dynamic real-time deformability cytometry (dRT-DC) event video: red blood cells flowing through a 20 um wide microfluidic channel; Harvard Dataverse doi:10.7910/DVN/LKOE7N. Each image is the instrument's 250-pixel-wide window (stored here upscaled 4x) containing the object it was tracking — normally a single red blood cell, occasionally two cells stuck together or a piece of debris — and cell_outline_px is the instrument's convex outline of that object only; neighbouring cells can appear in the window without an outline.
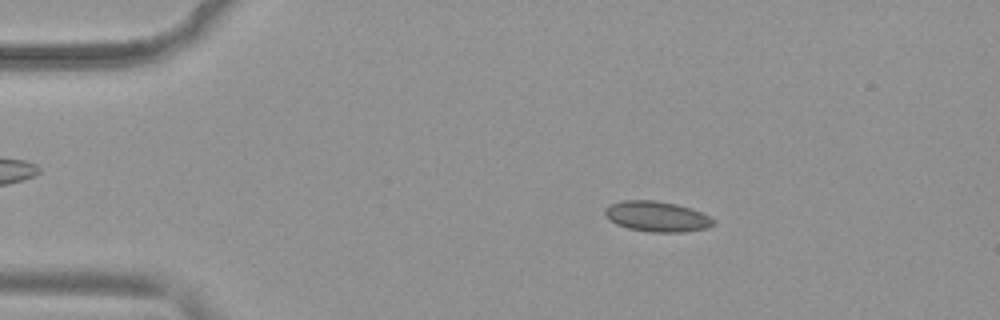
{"species": "common noctule bat (a hibernating species)", "species_latin": "Nyctalus noctula", "temperature_condition": "warm", "stored_images_in_passage": 52, "camera_frame_rate_fps": 3000, "um_per_image_px": 0.085, "animal": {"sex": "female", "body_mass_g": 19.9}, "frame": {"image": 1, "passage_image": 9, "time_ms": 2.667, "image_size_px": [1000, 320], "cell_outline_px": [[712, 224], [708, 228], [680, 232], [652, 232], [628, 228], [616, 224], [608, 220], [604, 216], [604, 208], [620, 200], [652, 200], [676, 204], [692, 208], [708, 216], [712, 220]], "centroid_in_image_um": [55.76, 18.39], "position_along_channel_um": 29.2, "area_um2": 19.13}}
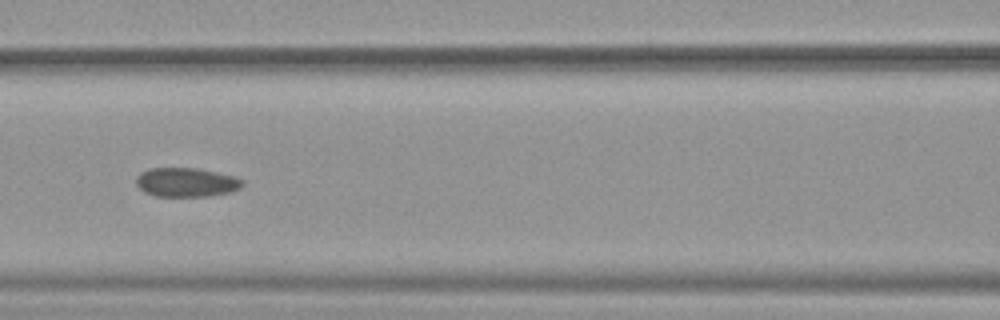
{"frame": {"image": 2, "passage_image": 23, "time_ms": 7.333, "image_size_px": [1000, 320], "cell_outline_px": [[244, 184], [240, 188], [228, 192], [208, 196], [156, 196], [144, 192], [136, 184], [136, 176], [140, 172], [148, 168], [196, 168], [236, 176], [244, 180]], "centroid_in_image_um": [15.83, 15.48], "position_along_channel_um": 150.8, "area_um2": 18.09}}
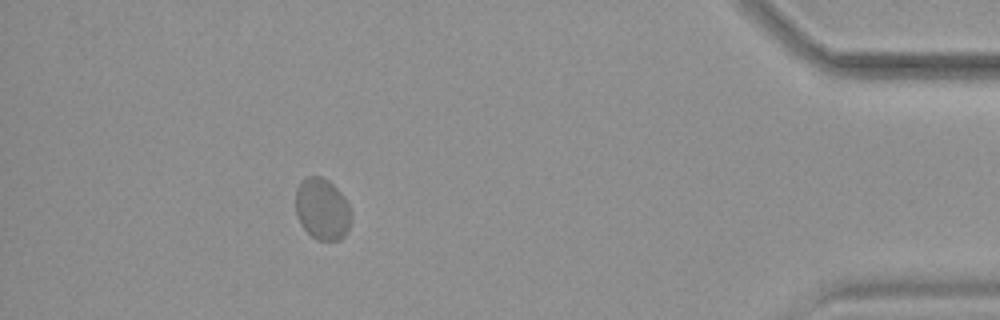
{"frame": {"image": 3, "passage_image": 47, "time_ms": 15.333, "image_size_px": [1000, 320], "cell_outline_px": [[352, 220], [344, 236], [340, 240], [316, 240], [300, 224], [296, 216], [296, 188], [300, 180], [308, 176], [320, 176], [328, 180], [344, 196], [352, 212]], "centroid_in_image_um": [27.39, 17.77], "position_along_channel_um": 407.8, "area_um2": 20.17}, "authors_computed_cell_mechanics": {"area_um2": 19.1029, "velocity_mm_per_s": 3.845, "shape_relaxation_time_tau1_ms": null, "shape_relaxation_time_tau2_ms": 1.2258, "deformation_change_tau1": null, "deformation_change_tau2": 0.0463}}